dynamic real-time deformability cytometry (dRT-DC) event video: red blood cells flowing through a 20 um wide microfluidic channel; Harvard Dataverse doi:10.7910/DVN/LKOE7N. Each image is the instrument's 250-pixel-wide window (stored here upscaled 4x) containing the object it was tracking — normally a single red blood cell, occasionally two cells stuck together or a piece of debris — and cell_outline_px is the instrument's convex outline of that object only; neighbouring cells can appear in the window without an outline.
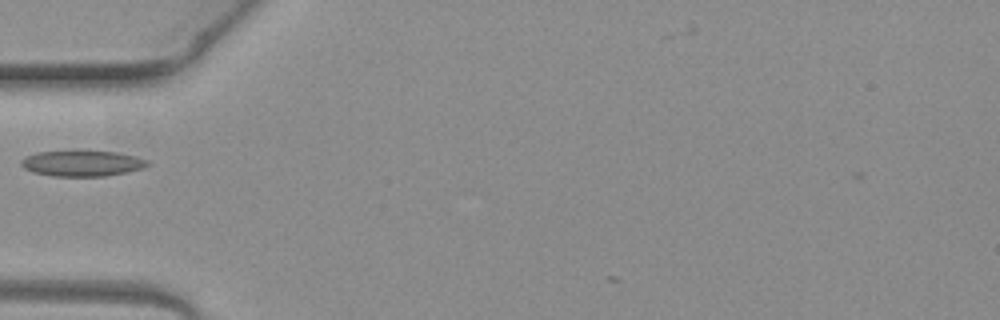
{"species": "common noctule bat (a hibernating species)", "species_latin": "Nyctalus noctula", "temperature_condition": "warm", "stored_images_in_passage": 1, "camera_frame_rate_fps": 3000, "um_per_image_px": 0.085, "animal": {"sex": "female", "body_mass_g": 19.3, "forearm_length_mm": 54.1}, "frame": {"image": 1, "passage_image": 1, "time_ms": 0.0, "image_size_px": [1000, 320], "cell_outline_px": [[152, 164], [144, 168], [128, 172], [104, 176], [52, 176], [32, 172], [24, 168], [20, 164], [20, 160], [24, 156], [36, 152], [116, 152], [136, 156], [148, 160]], "centroid_in_image_um": [7.0, 13.9], "position_along_channel_um": 78.0, "area_um2": 18.9}}